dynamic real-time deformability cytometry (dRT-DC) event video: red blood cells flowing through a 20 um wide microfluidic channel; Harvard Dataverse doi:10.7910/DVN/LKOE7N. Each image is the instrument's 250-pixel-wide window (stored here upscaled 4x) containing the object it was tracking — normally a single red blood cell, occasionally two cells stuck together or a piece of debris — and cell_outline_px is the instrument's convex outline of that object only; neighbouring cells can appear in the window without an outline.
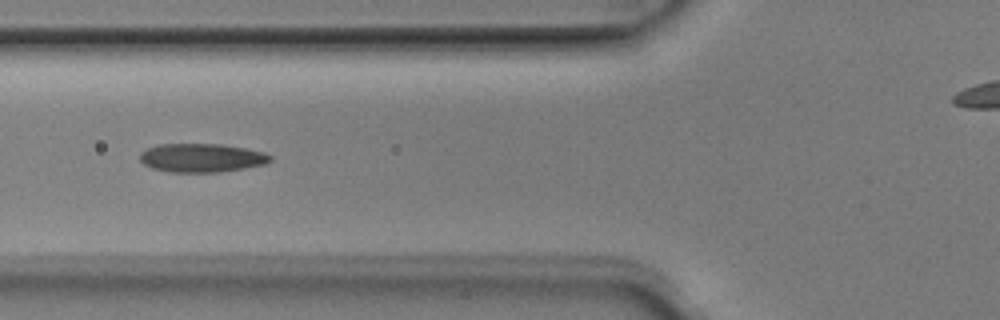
{"species": "Egyptian fruit bat (a non-hibernating species)", "species_latin": "Rousettus aegyptiacus", "temperature_condition": "room temperature", "stored_images_in_passage": 7, "camera_frame_rate_fps": 3000, "um_per_image_px": 0.085, "animal": {"sex": "male"}, "frame": {"image": 1, "passage_image": 4, "time_ms": 1.0, "image_size_px": [1000, 320], "cell_outline_px": [[272, 160], [268, 164], [220, 172], [172, 172], [152, 168], [144, 164], [140, 160], [140, 152], [148, 148], [160, 144], [224, 144], [264, 152], [272, 156]], "centroid_in_image_um": [17.17, 13.41], "position_along_channel_um": 108.6, "area_um2": 21.85}}
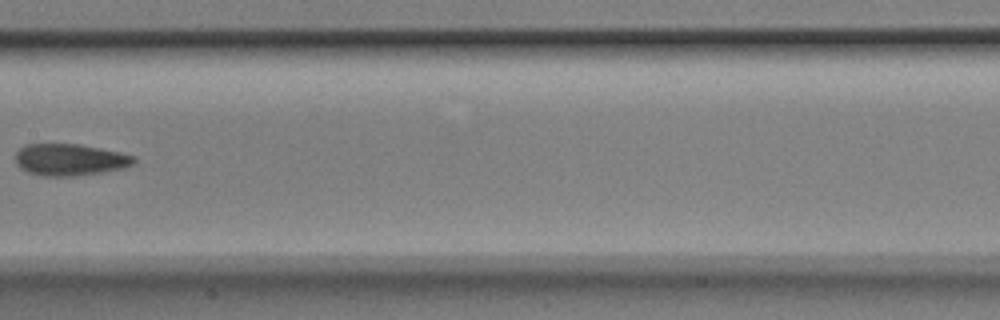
{"frame": {"image": 2, "passage_image": 6, "time_ms": 1.667, "image_size_px": [1000, 320], "cell_outline_px": [[136, 164], [124, 168], [76, 176], [44, 176], [28, 172], [20, 168], [16, 164], [16, 152], [24, 144], [80, 144], [120, 152], [136, 156]], "centroid_in_image_um": [5.96, 13.57], "position_along_channel_um": 201.4, "area_um2": 22.08}}
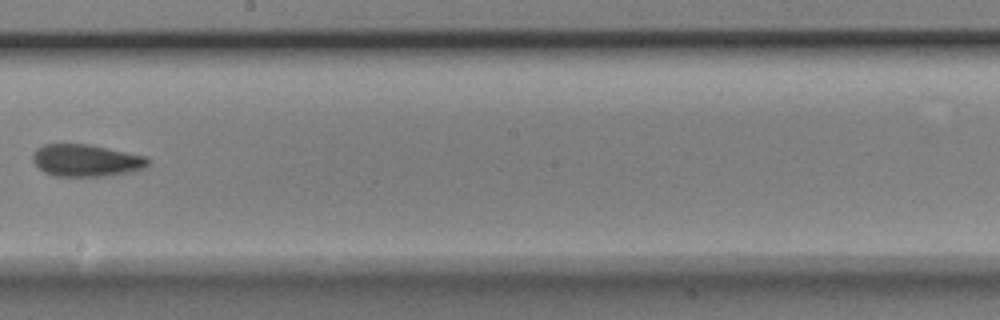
{"frame": {"image": 3, "passage_image": 7, "time_ms": 2.0, "image_size_px": [1000, 320], "cell_outline_px": [[152, 160], [144, 168], [112, 176], [56, 176], [44, 172], [32, 160], [32, 152], [36, 148], [44, 144], [88, 144], [148, 156]], "centroid_in_image_um": [7.34, 13.63], "position_along_channel_um": 240.9, "area_um2": 21.79}}